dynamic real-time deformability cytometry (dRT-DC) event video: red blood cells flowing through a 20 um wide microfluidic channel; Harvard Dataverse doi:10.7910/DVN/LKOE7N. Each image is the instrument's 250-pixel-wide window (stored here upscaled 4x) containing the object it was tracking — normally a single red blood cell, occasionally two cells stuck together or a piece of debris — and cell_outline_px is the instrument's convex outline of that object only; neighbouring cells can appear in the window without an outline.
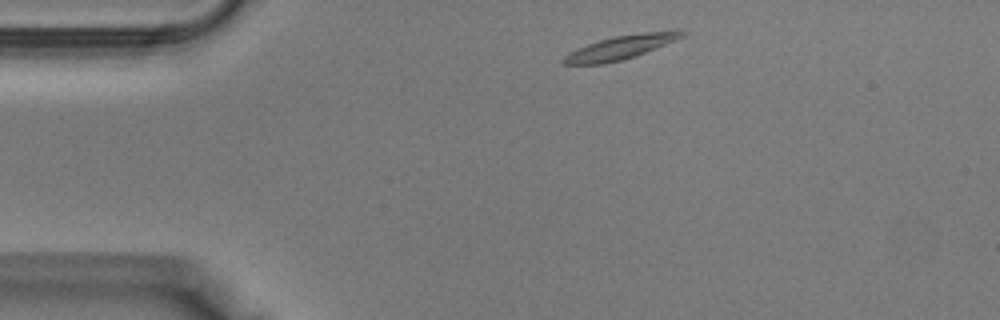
{"species": "Egyptian fruit bat (a non-hibernating species)", "species_latin": "Rousettus aegyptiacus", "temperature_condition": "warm", "stored_images_in_passage": 34, "camera_frame_rate_fps": 3000, "um_per_image_px": 0.085, "animal": {"sex": "male"}, "frame": {"image": 1, "passage_image": 2, "time_ms": 0.333, "image_size_px": [1000, 320], "cell_outline_px": [[684, 36], [636, 56], [604, 64], [560, 64], [560, 60], [564, 56], [588, 44], [612, 36], [644, 32], [684, 32]], "centroid_in_image_um": [52.64, 4.06], "position_along_channel_um": 32.4, "area_um2": 15.78}}
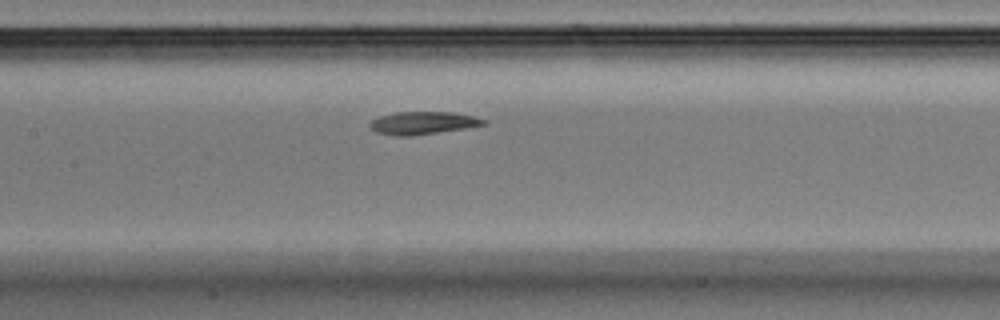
{"frame": {"image": 2, "passage_image": 13, "time_ms": 4.0, "image_size_px": [1000, 320], "cell_outline_px": [[488, 124], [464, 128], [408, 136], [396, 136], [376, 132], [368, 128], [368, 124], [372, 120], [380, 116], [396, 112], [452, 112], [476, 116], [488, 120]], "centroid_in_image_um": [35.94, 10.44], "position_along_channel_um": 171.5, "area_um2": 15.09}}
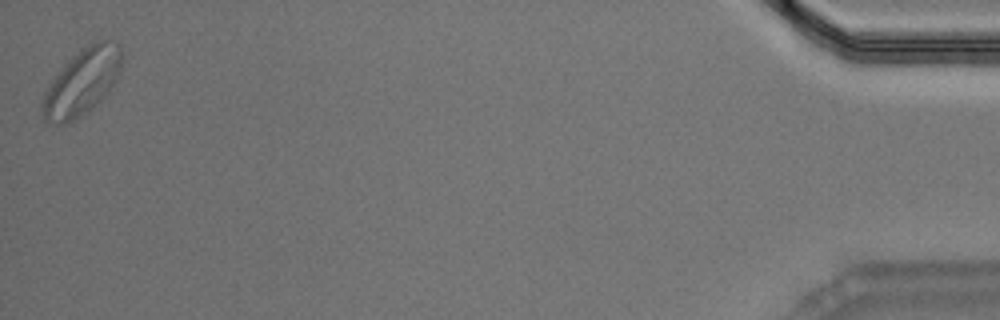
{"frame": {"image": 3, "passage_image": 34, "time_ms": 11.0, "image_size_px": [1000, 320], "cell_outline_px": [[120, 72], [112, 84], [88, 108], [72, 120], [64, 124], [48, 124], [44, 120], [40, 104], [44, 92], [48, 84], [56, 72], [72, 56], [92, 40], [112, 40], [120, 44]], "centroid_in_image_um": [6.89, 6.92], "position_along_channel_um": 428.3, "area_um2": 30.06}}